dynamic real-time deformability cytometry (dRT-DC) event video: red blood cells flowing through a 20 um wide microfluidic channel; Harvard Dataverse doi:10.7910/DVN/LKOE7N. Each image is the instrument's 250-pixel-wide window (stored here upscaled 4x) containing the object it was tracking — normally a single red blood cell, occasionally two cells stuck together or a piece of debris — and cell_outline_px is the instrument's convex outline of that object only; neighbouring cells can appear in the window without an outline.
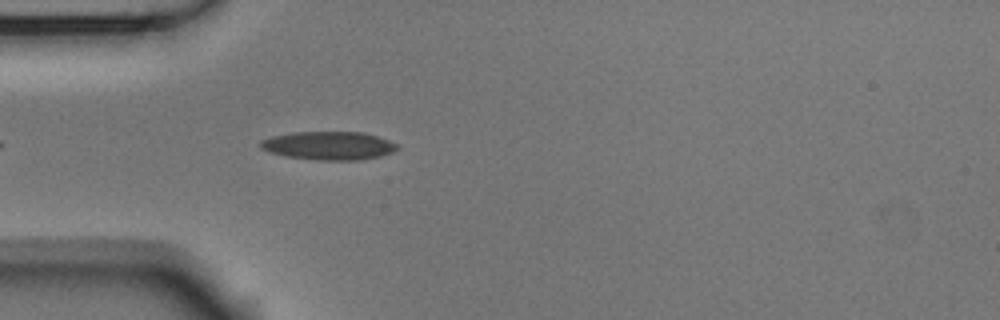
{"species": "Egyptian fruit bat (a non-hibernating species)", "species_latin": "Rousettus aegyptiacus", "temperature_condition": "room temperature", "stored_images_in_passage": 2, "camera_frame_rate_fps": 3000, "um_per_image_px": 0.085, "animal": {"sex": "male"}, "frame": {"image": 1, "passage_image": 2, "time_ms": 0.333, "image_size_px": [1000, 320], "cell_outline_px": [[400, 148], [392, 152], [380, 156], [360, 160], [316, 160], [288, 156], [268, 152], [260, 148], [260, 140], [272, 136], [292, 132], [364, 132], [400, 144]], "centroid_in_image_um": [27.96, 12.38], "position_along_channel_um": 57.0, "area_um2": 22.72}}